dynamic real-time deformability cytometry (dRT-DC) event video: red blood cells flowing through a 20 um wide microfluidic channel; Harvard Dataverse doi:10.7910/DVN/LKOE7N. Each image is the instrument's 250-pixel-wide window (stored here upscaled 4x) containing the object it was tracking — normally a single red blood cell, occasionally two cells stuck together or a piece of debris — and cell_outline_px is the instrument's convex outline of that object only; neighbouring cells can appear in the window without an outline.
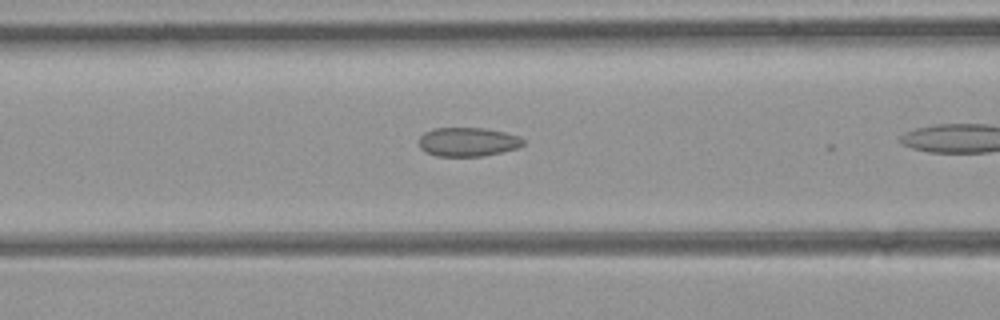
{"species": "common noctule bat (a hibernating species)", "species_latin": "Nyctalus noctula", "temperature_condition": "room temperature", "stored_images_in_passage": 19, "camera_frame_rate_fps": 3000, "um_per_image_px": 0.085, "animal": {"sex": "female", "body_mass_g": 21.9}, "frame": {"image": 1, "passage_image": 16, "time_ms": 5.0, "image_size_px": [1000, 320], "cell_outline_px": [[524, 144], [520, 148], [480, 156], [436, 156], [420, 148], [420, 136], [424, 132], [432, 128], [484, 128], [504, 132], [520, 136], [524, 140]], "centroid_in_image_um": [39.79, 12.05], "position_along_channel_um": 126.8, "area_um2": 17.57}}